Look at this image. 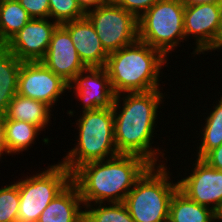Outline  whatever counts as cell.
I'll return each instance as SVG.
<instances>
[{"instance_id":"6da1fadb","label":"cell","mask_w":222,"mask_h":222,"mask_svg":"<svg viewBox=\"0 0 222 222\" xmlns=\"http://www.w3.org/2000/svg\"><path fill=\"white\" fill-rule=\"evenodd\" d=\"M122 94L115 96L112 107L118 154L137 155L151 165H162L163 161L160 163L158 158L162 156L163 159L166 153H162L159 147L153 149L151 144L157 125L158 107L164 102V94L160 89Z\"/></svg>"},{"instance_id":"7a4b0ae2","label":"cell","mask_w":222,"mask_h":222,"mask_svg":"<svg viewBox=\"0 0 222 222\" xmlns=\"http://www.w3.org/2000/svg\"><path fill=\"white\" fill-rule=\"evenodd\" d=\"M150 166L140 156L119 154L82 164L72 173V181L77 185L84 205L124 202L136 181Z\"/></svg>"},{"instance_id":"3957f363","label":"cell","mask_w":222,"mask_h":222,"mask_svg":"<svg viewBox=\"0 0 222 222\" xmlns=\"http://www.w3.org/2000/svg\"><path fill=\"white\" fill-rule=\"evenodd\" d=\"M167 61L159 50L139 39L109 53L105 68L114 94L160 89V70Z\"/></svg>"},{"instance_id":"277c9868","label":"cell","mask_w":222,"mask_h":222,"mask_svg":"<svg viewBox=\"0 0 222 222\" xmlns=\"http://www.w3.org/2000/svg\"><path fill=\"white\" fill-rule=\"evenodd\" d=\"M82 113L76 120L79 132L77 145L60 162L71 173L87 162L119 155L115 145L113 108H99Z\"/></svg>"},{"instance_id":"5b68a950","label":"cell","mask_w":222,"mask_h":222,"mask_svg":"<svg viewBox=\"0 0 222 222\" xmlns=\"http://www.w3.org/2000/svg\"><path fill=\"white\" fill-rule=\"evenodd\" d=\"M167 168L164 164L151 165L127 194L123 203L135 222H168L178 182L171 181Z\"/></svg>"},{"instance_id":"8992f818","label":"cell","mask_w":222,"mask_h":222,"mask_svg":"<svg viewBox=\"0 0 222 222\" xmlns=\"http://www.w3.org/2000/svg\"><path fill=\"white\" fill-rule=\"evenodd\" d=\"M180 0H159L138 18V37L166 58L185 39Z\"/></svg>"},{"instance_id":"52a82bcc","label":"cell","mask_w":222,"mask_h":222,"mask_svg":"<svg viewBox=\"0 0 222 222\" xmlns=\"http://www.w3.org/2000/svg\"><path fill=\"white\" fill-rule=\"evenodd\" d=\"M46 169L16 181L20 196L17 222H37L42 211L72 181V173L60 162Z\"/></svg>"},{"instance_id":"ba28073f","label":"cell","mask_w":222,"mask_h":222,"mask_svg":"<svg viewBox=\"0 0 222 222\" xmlns=\"http://www.w3.org/2000/svg\"><path fill=\"white\" fill-rule=\"evenodd\" d=\"M108 52L117 51L139 39L138 18L113 0L85 14Z\"/></svg>"},{"instance_id":"9c48e42d","label":"cell","mask_w":222,"mask_h":222,"mask_svg":"<svg viewBox=\"0 0 222 222\" xmlns=\"http://www.w3.org/2000/svg\"><path fill=\"white\" fill-rule=\"evenodd\" d=\"M69 91L66 81L48 69L41 61L22 62L17 94L38 100L53 109L61 94Z\"/></svg>"},{"instance_id":"30bf717a","label":"cell","mask_w":222,"mask_h":222,"mask_svg":"<svg viewBox=\"0 0 222 222\" xmlns=\"http://www.w3.org/2000/svg\"><path fill=\"white\" fill-rule=\"evenodd\" d=\"M222 21V4H197L184 9V34L196 40L193 55L205 54L215 43Z\"/></svg>"},{"instance_id":"8fae6325","label":"cell","mask_w":222,"mask_h":222,"mask_svg":"<svg viewBox=\"0 0 222 222\" xmlns=\"http://www.w3.org/2000/svg\"><path fill=\"white\" fill-rule=\"evenodd\" d=\"M191 173L178 180V189L189 199L215 211L222 202V171L196 158Z\"/></svg>"},{"instance_id":"7c38bea8","label":"cell","mask_w":222,"mask_h":222,"mask_svg":"<svg viewBox=\"0 0 222 222\" xmlns=\"http://www.w3.org/2000/svg\"><path fill=\"white\" fill-rule=\"evenodd\" d=\"M49 18H32L4 45L22 62L41 61L58 24Z\"/></svg>"},{"instance_id":"4fadbf2b","label":"cell","mask_w":222,"mask_h":222,"mask_svg":"<svg viewBox=\"0 0 222 222\" xmlns=\"http://www.w3.org/2000/svg\"><path fill=\"white\" fill-rule=\"evenodd\" d=\"M75 99L82 101V112L112 108L115 94L105 67H89L77 74L68 84ZM80 98V99H79Z\"/></svg>"},{"instance_id":"5bb4252c","label":"cell","mask_w":222,"mask_h":222,"mask_svg":"<svg viewBox=\"0 0 222 222\" xmlns=\"http://www.w3.org/2000/svg\"><path fill=\"white\" fill-rule=\"evenodd\" d=\"M41 62L68 84L87 68L74 47L70 33L62 25L53 31L47 53Z\"/></svg>"},{"instance_id":"9a60e30c","label":"cell","mask_w":222,"mask_h":222,"mask_svg":"<svg viewBox=\"0 0 222 222\" xmlns=\"http://www.w3.org/2000/svg\"><path fill=\"white\" fill-rule=\"evenodd\" d=\"M62 26L70 33L74 47L87 68L105 67L109 53L103 48L94 26L86 16Z\"/></svg>"},{"instance_id":"2e32d148","label":"cell","mask_w":222,"mask_h":222,"mask_svg":"<svg viewBox=\"0 0 222 222\" xmlns=\"http://www.w3.org/2000/svg\"><path fill=\"white\" fill-rule=\"evenodd\" d=\"M82 208L85 207L79 189L71 181L42 211L37 222H84Z\"/></svg>"},{"instance_id":"e0dca14e","label":"cell","mask_w":222,"mask_h":222,"mask_svg":"<svg viewBox=\"0 0 222 222\" xmlns=\"http://www.w3.org/2000/svg\"><path fill=\"white\" fill-rule=\"evenodd\" d=\"M50 112V107L45 103L16 94L8 105L5 119L31 123L43 131L51 122Z\"/></svg>"},{"instance_id":"ac0fdd59","label":"cell","mask_w":222,"mask_h":222,"mask_svg":"<svg viewBox=\"0 0 222 222\" xmlns=\"http://www.w3.org/2000/svg\"><path fill=\"white\" fill-rule=\"evenodd\" d=\"M21 64L12 52L4 46L0 48V115L5 116L9 103L17 94Z\"/></svg>"},{"instance_id":"d6986e66","label":"cell","mask_w":222,"mask_h":222,"mask_svg":"<svg viewBox=\"0 0 222 222\" xmlns=\"http://www.w3.org/2000/svg\"><path fill=\"white\" fill-rule=\"evenodd\" d=\"M168 222H215V214L177 189L170 201Z\"/></svg>"},{"instance_id":"ffe728a7","label":"cell","mask_w":222,"mask_h":222,"mask_svg":"<svg viewBox=\"0 0 222 222\" xmlns=\"http://www.w3.org/2000/svg\"><path fill=\"white\" fill-rule=\"evenodd\" d=\"M31 19L17 0H0V43L4 46Z\"/></svg>"},{"instance_id":"44dd1931","label":"cell","mask_w":222,"mask_h":222,"mask_svg":"<svg viewBox=\"0 0 222 222\" xmlns=\"http://www.w3.org/2000/svg\"><path fill=\"white\" fill-rule=\"evenodd\" d=\"M40 131L42 130L34 124L5 119V135L9 153L11 155L20 154L29 146L32 147Z\"/></svg>"},{"instance_id":"7402d4cb","label":"cell","mask_w":222,"mask_h":222,"mask_svg":"<svg viewBox=\"0 0 222 222\" xmlns=\"http://www.w3.org/2000/svg\"><path fill=\"white\" fill-rule=\"evenodd\" d=\"M222 96V95H221ZM216 101L213 110L208 114L205 119L204 127L202 130L201 144L199 143L198 159H202L209 151L219 147L222 144V97ZM218 102V104H217Z\"/></svg>"},{"instance_id":"603a6c76","label":"cell","mask_w":222,"mask_h":222,"mask_svg":"<svg viewBox=\"0 0 222 222\" xmlns=\"http://www.w3.org/2000/svg\"><path fill=\"white\" fill-rule=\"evenodd\" d=\"M84 207V222H135L123 202H111L107 206L105 202L91 203Z\"/></svg>"},{"instance_id":"cb8c5ba5","label":"cell","mask_w":222,"mask_h":222,"mask_svg":"<svg viewBox=\"0 0 222 222\" xmlns=\"http://www.w3.org/2000/svg\"><path fill=\"white\" fill-rule=\"evenodd\" d=\"M13 183L0 188V222H17L20 196Z\"/></svg>"},{"instance_id":"d4e9b609","label":"cell","mask_w":222,"mask_h":222,"mask_svg":"<svg viewBox=\"0 0 222 222\" xmlns=\"http://www.w3.org/2000/svg\"><path fill=\"white\" fill-rule=\"evenodd\" d=\"M50 19L58 25L85 17L77 0H49Z\"/></svg>"},{"instance_id":"484cf974","label":"cell","mask_w":222,"mask_h":222,"mask_svg":"<svg viewBox=\"0 0 222 222\" xmlns=\"http://www.w3.org/2000/svg\"><path fill=\"white\" fill-rule=\"evenodd\" d=\"M17 1L28 12L31 18H34V19L49 18L50 19L49 0H17Z\"/></svg>"},{"instance_id":"4316f807","label":"cell","mask_w":222,"mask_h":222,"mask_svg":"<svg viewBox=\"0 0 222 222\" xmlns=\"http://www.w3.org/2000/svg\"><path fill=\"white\" fill-rule=\"evenodd\" d=\"M118 6L139 18L159 0H113Z\"/></svg>"},{"instance_id":"83f0119b","label":"cell","mask_w":222,"mask_h":222,"mask_svg":"<svg viewBox=\"0 0 222 222\" xmlns=\"http://www.w3.org/2000/svg\"><path fill=\"white\" fill-rule=\"evenodd\" d=\"M202 160L210 167L222 171V144L209 151Z\"/></svg>"},{"instance_id":"f1b7e54d","label":"cell","mask_w":222,"mask_h":222,"mask_svg":"<svg viewBox=\"0 0 222 222\" xmlns=\"http://www.w3.org/2000/svg\"><path fill=\"white\" fill-rule=\"evenodd\" d=\"M112 0H77L81 10L86 14L95 8L110 3Z\"/></svg>"},{"instance_id":"f546056e","label":"cell","mask_w":222,"mask_h":222,"mask_svg":"<svg viewBox=\"0 0 222 222\" xmlns=\"http://www.w3.org/2000/svg\"><path fill=\"white\" fill-rule=\"evenodd\" d=\"M5 154L10 155L7 149L6 135H5V116L0 115V161L2 156Z\"/></svg>"},{"instance_id":"4dcf8cb0","label":"cell","mask_w":222,"mask_h":222,"mask_svg":"<svg viewBox=\"0 0 222 222\" xmlns=\"http://www.w3.org/2000/svg\"><path fill=\"white\" fill-rule=\"evenodd\" d=\"M187 7L197 4H222V0H180Z\"/></svg>"},{"instance_id":"1f68e13d","label":"cell","mask_w":222,"mask_h":222,"mask_svg":"<svg viewBox=\"0 0 222 222\" xmlns=\"http://www.w3.org/2000/svg\"><path fill=\"white\" fill-rule=\"evenodd\" d=\"M221 49H222V21H221V26H220V30H219L217 39H216L214 45L207 51V53L209 51L212 52L214 50V52H215V50L218 51Z\"/></svg>"},{"instance_id":"d6a6232c","label":"cell","mask_w":222,"mask_h":222,"mask_svg":"<svg viewBox=\"0 0 222 222\" xmlns=\"http://www.w3.org/2000/svg\"><path fill=\"white\" fill-rule=\"evenodd\" d=\"M215 214V221H220L222 220V202L218 206V208L214 211Z\"/></svg>"}]
</instances>
